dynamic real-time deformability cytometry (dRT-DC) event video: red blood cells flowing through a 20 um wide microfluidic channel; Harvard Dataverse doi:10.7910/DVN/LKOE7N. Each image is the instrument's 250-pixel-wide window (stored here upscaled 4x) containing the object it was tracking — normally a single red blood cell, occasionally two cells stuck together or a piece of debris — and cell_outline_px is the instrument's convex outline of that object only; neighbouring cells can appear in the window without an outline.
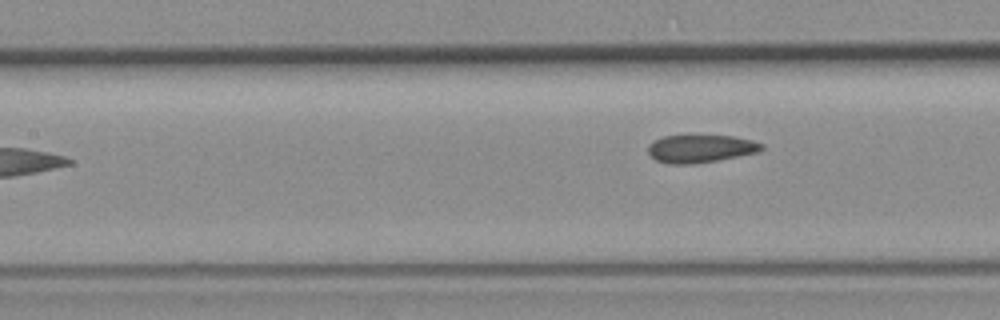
{"species": "common noctule bat (a hibernating species)", "species_latin": "Nyctalus noctula", "temperature_condition": "room temperature", "stored_images_in_passage": 4, "camera_frame_rate_fps": 3000, "um_per_image_px": 0.085, "animal": {"sex": "female", "body_mass_g": 19.3, "forearm_length_mm": 54.1}, "frame": {"image": 1, "passage_image": 4, "time_ms": 3.667, "image_size_px": [1000, 320], "cell_outline_px": [[764, 148], [760, 152], [716, 160], [692, 164], [668, 164], [656, 160], [648, 152], [648, 144], [652, 140], [664, 136], [732, 136], [752, 140], [764, 144]], "centroid_in_image_um": [59.54, 12.63], "position_along_channel_um": 147.9, "area_um2": 18.38}}